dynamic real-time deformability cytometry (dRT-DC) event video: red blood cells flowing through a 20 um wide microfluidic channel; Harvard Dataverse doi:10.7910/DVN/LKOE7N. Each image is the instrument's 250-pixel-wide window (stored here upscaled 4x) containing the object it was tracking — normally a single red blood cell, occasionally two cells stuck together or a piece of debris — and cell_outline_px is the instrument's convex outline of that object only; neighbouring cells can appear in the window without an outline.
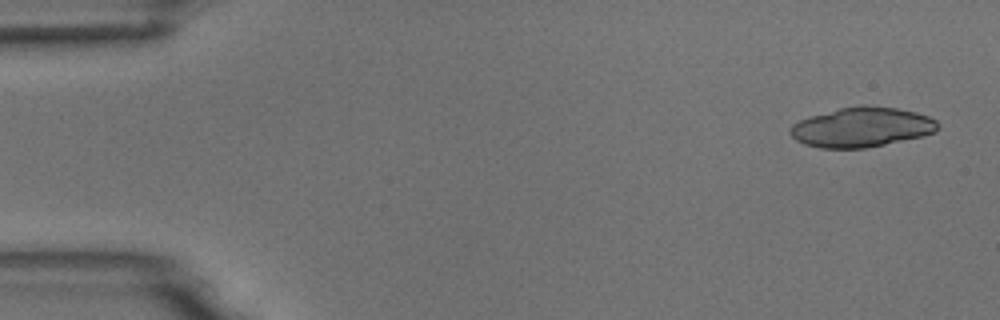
{"species": "common noctule bat (a hibernating species)", "species_latin": "Nyctalus noctula", "temperature_condition": "room temperature", "stored_images_in_passage": 7, "camera_frame_rate_fps": 3000, "um_per_image_px": 0.085, "animal": {"sex": "male", "body_mass_g": 18.8}, "frame": {"image": 1, "passage_image": 1, "time_ms": 0.0, "image_size_px": [1000, 320], "cell_outline_px": [[940, 128], [936, 132], [924, 136], [864, 148], [820, 148], [804, 144], [796, 140], [788, 132], [792, 124], [800, 120], [812, 116], [840, 108], [864, 104], [896, 108], [916, 112], [928, 116], [936, 120], [940, 124]], "centroid_in_image_um": [73.28, 10.81], "position_along_channel_um": 11.7, "area_um2": 34.28}}